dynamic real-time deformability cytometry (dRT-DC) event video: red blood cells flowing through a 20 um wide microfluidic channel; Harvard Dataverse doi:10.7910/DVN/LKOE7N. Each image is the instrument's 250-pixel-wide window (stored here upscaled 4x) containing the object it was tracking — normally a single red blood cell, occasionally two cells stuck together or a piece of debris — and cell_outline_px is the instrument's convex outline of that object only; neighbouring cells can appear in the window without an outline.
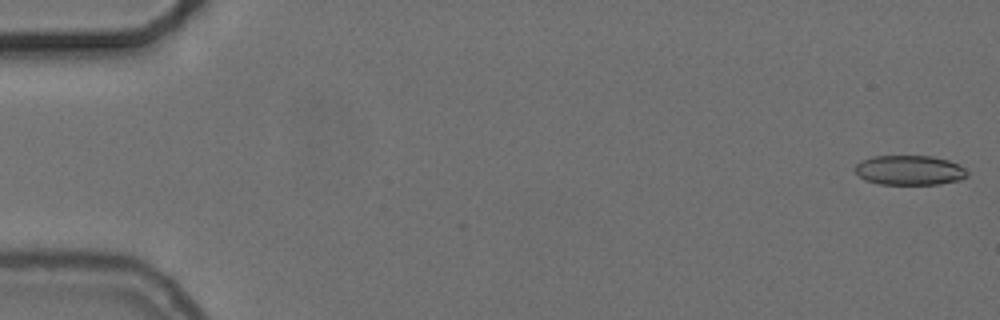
{"species": "common noctule bat (a hibernating species)", "species_latin": "Nyctalus noctula", "temperature_condition": "cold", "stored_images_in_passage": 55, "camera_frame_rate_fps": 3000, "um_per_image_px": 0.085, "animal": {"sex": "female", "body_mass_g": 24.6, "forearm_length_mm": 56.2}, "frame": {"image": 1, "passage_image": 1, "time_ms": 0.0, "image_size_px": [1000, 320], "cell_outline_px": [[968, 176], [960, 180], [940, 184], [880, 184], [864, 180], [856, 172], [856, 164], [860, 160], [872, 156], [932, 156], [948, 160], [960, 164], [968, 172]], "centroid_in_image_um": [77.33, 14.46], "position_along_channel_um": 7.7, "area_um2": 19.54}}
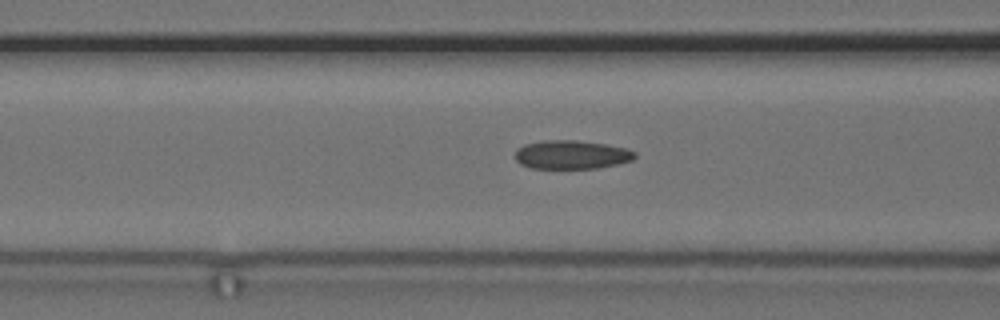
{"frame": {"image": 2, "passage_image": 22, "time_ms": 7.0, "image_size_px": [1000, 320], "cell_outline_px": [[636, 156], [632, 160], [616, 164], [596, 168], [528, 168], [520, 164], [516, 160], [516, 148], [524, 144], [540, 140], [576, 140], [608, 144], [628, 148], [636, 152]], "centroid_in_image_um": [48.57, 13.13], "position_along_channel_um": 118.0, "area_um2": 20.23}}
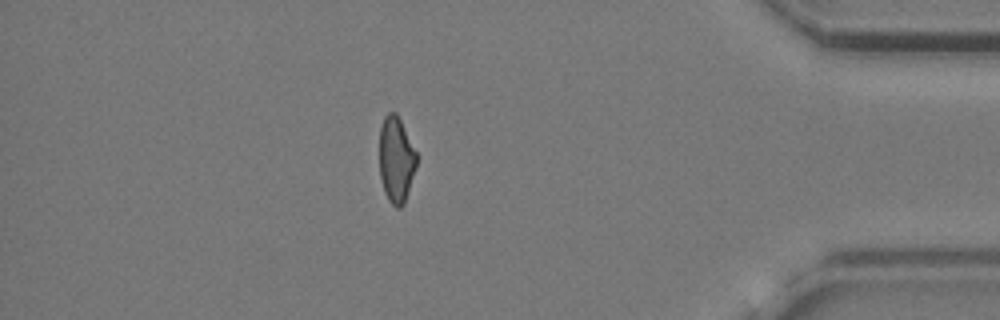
{"frame": {"image": 3, "passage_image": 48, "time_ms": 15.667, "image_size_px": [1000, 320], "cell_outline_px": [[416, 168], [404, 204], [400, 208], [396, 208], [388, 200], [384, 192], [380, 176], [380, 128], [384, 116], [388, 112], [396, 112], [416, 152]], "centroid_in_image_um": [33.66, 13.59], "position_along_channel_um": 401.5, "area_um2": 18.5}, "authors_computed_cell_mechanics": {"area_um2": 20.0566, "velocity_mm_per_s": 3.7375, "shape_relaxation_time_tau1_ms": null, "shape_relaxation_time_tau2_ms": 2.2154, "deformation_change_tau1": null, "deformation_change_tau2": 0.0943}}